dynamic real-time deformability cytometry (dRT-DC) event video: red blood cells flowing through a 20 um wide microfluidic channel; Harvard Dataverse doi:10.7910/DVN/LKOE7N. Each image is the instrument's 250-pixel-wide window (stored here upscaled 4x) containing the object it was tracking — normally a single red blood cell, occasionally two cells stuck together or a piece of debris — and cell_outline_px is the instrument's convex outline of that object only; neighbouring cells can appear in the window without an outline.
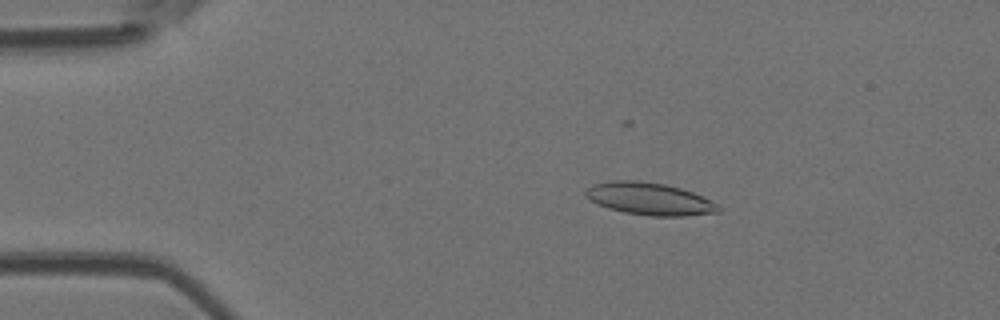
{"species": "Egyptian fruit bat (a non-hibernating species)", "species_latin": "Rousettus aegyptiacus", "temperature_condition": "room temperature", "stored_images_in_passage": 4, "camera_frame_rate_fps": 3000, "um_per_image_px": 0.085, "animal": {"sex": "female"}, "frame": {"image": 1, "passage_image": 3, "time_ms": 0.667, "image_size_px": [1000, 320], "cell_outline_px": [[724, 208], [720, 212], [684, 216], [648, 216], [624, 212], [608, 208], [596, 204], [584, 192], [592, 184], [612, 180], [640, 180], [664, 184], [680, 188], [692, 192], [720, 204]], "centroid_in_image_um": [55.25, 16.9], "position_along_channel_um": 29.7, "area_um2": 25.2}}